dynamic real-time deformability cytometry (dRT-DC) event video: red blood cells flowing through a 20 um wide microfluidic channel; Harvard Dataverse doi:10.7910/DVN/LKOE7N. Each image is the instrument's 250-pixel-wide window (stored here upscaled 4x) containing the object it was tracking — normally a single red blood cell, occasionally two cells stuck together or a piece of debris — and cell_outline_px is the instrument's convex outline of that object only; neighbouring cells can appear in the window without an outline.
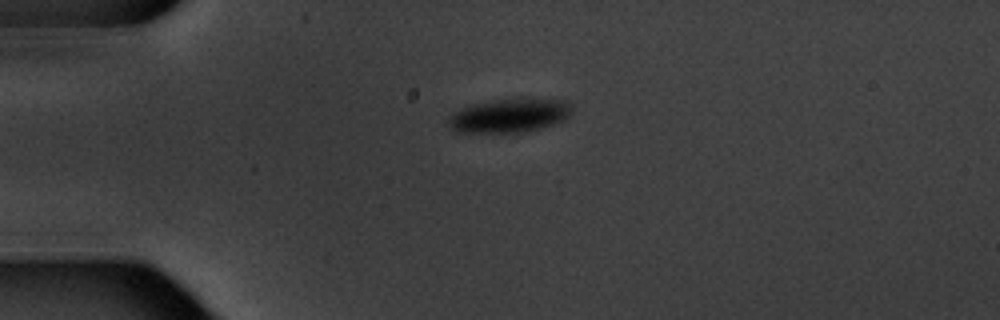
{"species": "common noctule bat (a hibernating species)", "species_latin": "Nyctalus noctula", "temperature_condition": "warm", "stored_images_in_passage": 3, "camera_frame_rate_fps": 3000, "um_per_image_px": 0.085, "animal": {"sex": "male", "body_mass_g": 20.1, "forearm_length_mm": 53.5}, "frame": {"image": 1, "passage_image": 1, "time_ms": 0.0, "image_size_px": [1000, 320], "cell_outline_px": [[572, 116], [556, 124], [528, 132], [456, 132], [448, 124], [448, 116], [452, 112], [460, 108], [472, 104], [516, 96], [564, 100], [572, 108]], "centroid_in_image_um": [43.34, 9.79], "position_along_channel_um": 41.7, "area_um2": 25.2}}
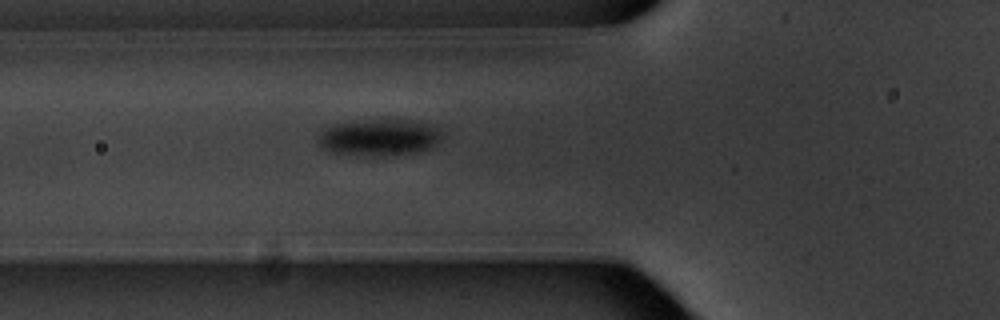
{"frame": {"image": 2, "passage_image": 3, "time_ms": 2.333, "image_size_px": [1000, 320], "cell_outline_px": [[440, 140], [428, 148], [416, 152], [384, 156], [372, 156], [328, 152], [320, 148], [316, 140], [316, 136], [324, 128], [332, 124], [376, 120], [420, 120], [432, 124], [436, 128], [440, 136]], "centroid_in_image_um": [32.15, 11.68], "position_along_channel_um": 93.7, "area_um2": 26.53}}